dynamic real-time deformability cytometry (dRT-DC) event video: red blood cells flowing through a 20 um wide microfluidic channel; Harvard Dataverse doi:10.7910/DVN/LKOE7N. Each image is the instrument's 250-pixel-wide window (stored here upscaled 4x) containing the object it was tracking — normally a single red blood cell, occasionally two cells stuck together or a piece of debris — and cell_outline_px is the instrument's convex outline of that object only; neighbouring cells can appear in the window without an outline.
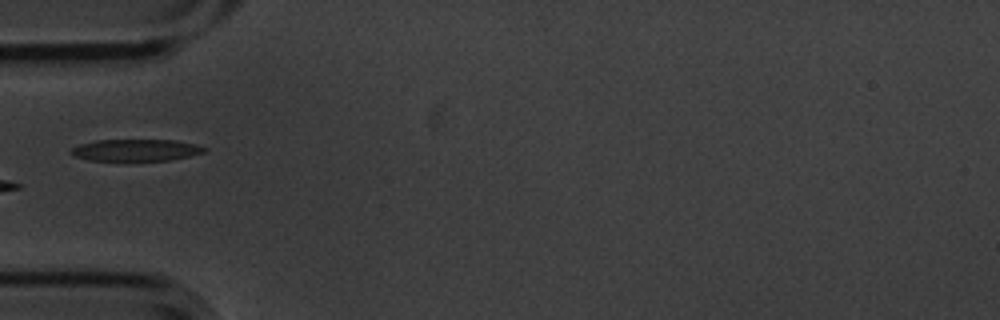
{"species": "common noctule bat (a hibernating species)", "species_latin": "Nyctalus noctula", "temperature_condition": "cold", "stored_images_in_passage": 4, "camera_frame_rate_fps": 3000, "um_per_image_px": 0.085, "animal": {"sex": "male", "body_mass_g": 20.1, "forearm_length_mm": 53.5}, "frame": {"image": 1, "passage_image": 4, "time_ms": 1.0, "image_size_px": [1000, 320], "cell_outline_px": [[208, 148], [204, 152], [188, 156], [168, 160], [128, 164], [124, 164], [88, 160], [76, 156], [68, 152], [72, 148], [80, 144], [96, 140], [176, 140], [196, 144]], "centroid_in_image_um": [11.5, 12.81], "position_along_channel_um": 73.5, "area_um2": 17.98}}